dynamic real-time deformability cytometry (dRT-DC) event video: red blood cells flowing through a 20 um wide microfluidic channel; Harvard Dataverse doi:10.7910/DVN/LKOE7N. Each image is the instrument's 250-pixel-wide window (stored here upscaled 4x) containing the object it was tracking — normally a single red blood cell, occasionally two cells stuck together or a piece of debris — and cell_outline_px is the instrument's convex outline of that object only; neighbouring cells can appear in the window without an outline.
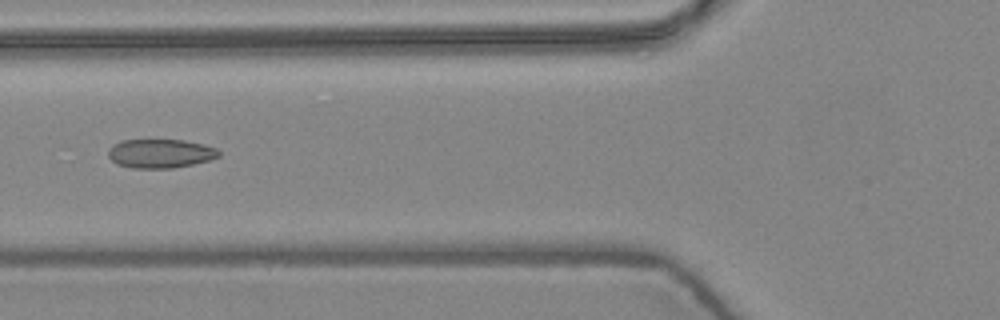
{"species": "common noctule bat (a hibernating species)", "species_latin": "Nyctalus noctula", "temperature_condition": "warm", "stored_images_in_passage": 8, "camera_frame_rate_fps": 3000, "um_per_image_px": 0.085, "animal": {"sex": "female", "body_mass_g": 24.6, "forearm_length_mm": 56.2}, "frame": {"image": 1, "passage_image": 7, "time_ms": 2.0, "image_size_px": [1000, 320], "cell_outline_px": [[220, 156], [208, 160], [192, 164], [172, 168], [132, 168], [116, 164], [108, 156], [108, 148], [112, 144], [120, 140], [184, 140], [204, 144], [216, 148], [220, 152]], "centroid_in_image_um": [13.6, 13.04], "position_along_channel_um": 112.2, "area_um2": 18.73}}
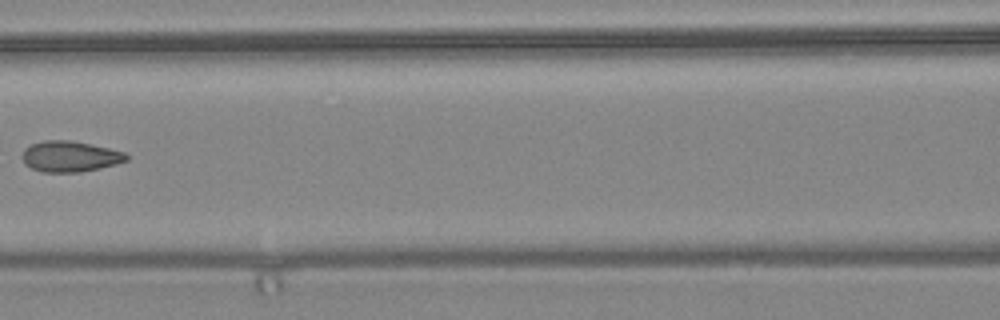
{"frame": {"image": 2, "passage_image": 8, "time_ms": 2.333, "image_size_px": [1000, 320], "cell_outline_px": [[128, 160], [116, 164], [100, 168], [80, 172], [44, 172], [32, 168], [24, 164], [20, 156], [24, 148], [32, 144], [44, 140], [72, 140], [92, 144], [124, 152], [128, 156]], "centroid_in_image_um": [5.92, 13.29], "position_along_channel_um": 160.7, "area_um2": 18.84}}